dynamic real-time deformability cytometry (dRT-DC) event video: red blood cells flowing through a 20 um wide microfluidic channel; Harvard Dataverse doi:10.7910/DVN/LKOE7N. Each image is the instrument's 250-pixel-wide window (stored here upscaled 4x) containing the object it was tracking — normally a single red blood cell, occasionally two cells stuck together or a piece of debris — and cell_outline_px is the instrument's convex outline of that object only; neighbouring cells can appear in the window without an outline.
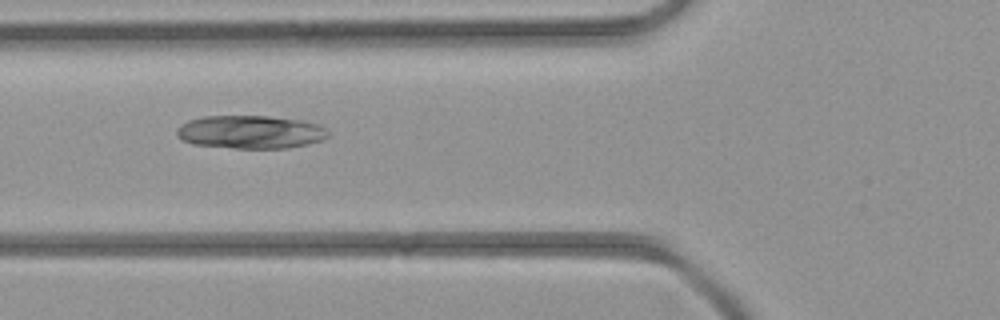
{"species": "common noctule bat (a hibernating species)", "species_latin": "Nyctalus noctula", "temperature_condition": "room temperature", "stored_images_in_passage": 5, "camera_frame_rate_fps": 3000, "um_per_image_px": 0.085, "animal": {"sex": "female", "body_mass_g": 21.9}, "frame": {"image": 1, "passage_image": 5, "time_ms": 4.667, "image_size_px": [1000, 320], "cell_outline_px": [[328, 136], [324, 140], [308, 144], [288, 148], [232, 148], [192, 144], [176, 136], [176, 128], [180, 124], [188, 120], [204, 116], [268, 116], [300, 120], [316, 124], [324, 128], [328, 132]], "centroid_in_image_um": [21.25, 11.22], "position_along_channel_um": 104.5, "area_um2": 29.36}}